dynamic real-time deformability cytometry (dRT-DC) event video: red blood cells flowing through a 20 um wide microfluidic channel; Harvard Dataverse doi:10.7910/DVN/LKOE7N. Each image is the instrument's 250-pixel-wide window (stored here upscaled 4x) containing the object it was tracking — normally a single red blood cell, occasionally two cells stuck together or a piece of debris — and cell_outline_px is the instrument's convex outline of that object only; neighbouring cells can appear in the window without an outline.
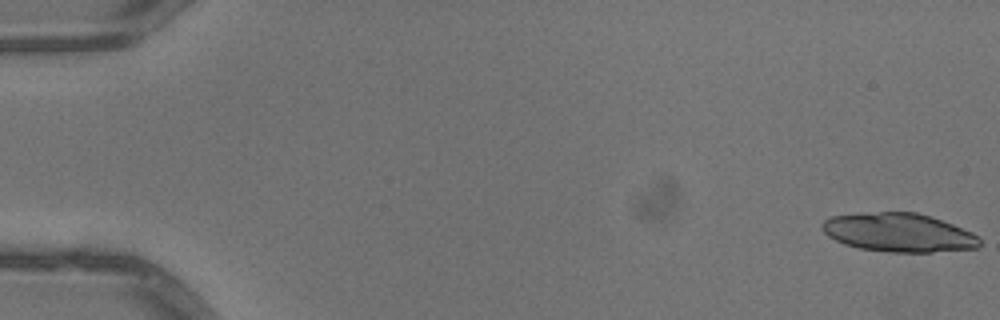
{"species": "common noctule bat (a hibernating species)", "species_latin": "Nyctalus noctula", "temperature_condition": "warm", "stored_images_in_passage": 32, "camera_frame_rate_fps": 3000, "um_per_image_px": 0.085, "animal": {"sex": "male", "body_mass_g": 13.3}, "frame": {"image": 1, "passage_image": 1, "time_ms": 0.0, "image_size_px": [1000, 320], "cell_outline_px": [[980, 244], [976, 248], [932, 252], [888, 252], [860, 248], [844, 244], [828, 236], [820, 228], [820, 224], [824, 220], [832, 216], [860, 212], [916, 212], [932, 216], [972, 232], [980, 236]], "centroid_in_image_um": [76.37, 19.75], "position_along_channel_um": 8.6, "area_um2": 35.78}}